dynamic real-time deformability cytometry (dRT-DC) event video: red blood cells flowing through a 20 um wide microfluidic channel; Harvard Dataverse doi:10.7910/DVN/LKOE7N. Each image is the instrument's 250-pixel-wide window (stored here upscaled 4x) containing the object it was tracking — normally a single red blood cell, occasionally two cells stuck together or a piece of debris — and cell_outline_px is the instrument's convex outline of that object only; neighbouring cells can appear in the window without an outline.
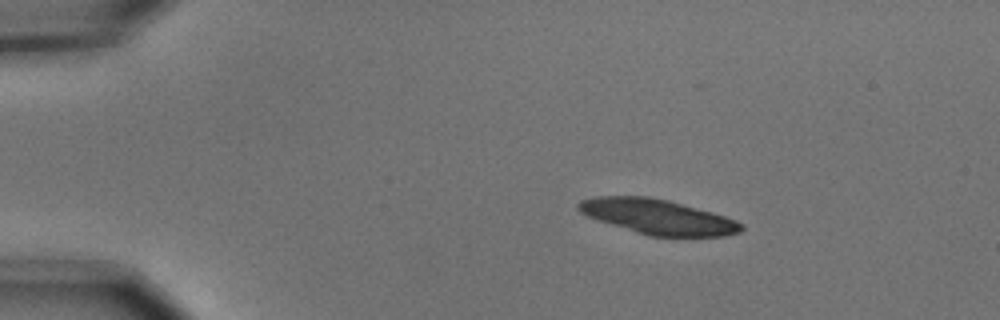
{"species": "common noctule bat (a hibernating species)", "species_latin": "Nyctalus noctula", "temperature_condition": "cold", "stored_images_in_passage": 3, "camera_frame_rate_fps": 3000, "um_per_image_px": 0.085, "animal": {"sex": "male", "body_mass_g": 15.6}, "frame": {"image": 1, "passage_image": 1, "time_ms": 0.0, "image_size_px": [1000, 320], "cell_outline_px": [[744, 228], [740, 232], [724, 236], [648, 236], [596, 220], [580, 212], [576, 208], [576, 204], [580, 200], [596, 196], [648, 196], [668, 200], [712, 212], [736, 220], [744, 224]], "centroid_in_image_um": [55.88, 18.42], "position_along_channel_um": 29.1, "area_um2": 33.23}}